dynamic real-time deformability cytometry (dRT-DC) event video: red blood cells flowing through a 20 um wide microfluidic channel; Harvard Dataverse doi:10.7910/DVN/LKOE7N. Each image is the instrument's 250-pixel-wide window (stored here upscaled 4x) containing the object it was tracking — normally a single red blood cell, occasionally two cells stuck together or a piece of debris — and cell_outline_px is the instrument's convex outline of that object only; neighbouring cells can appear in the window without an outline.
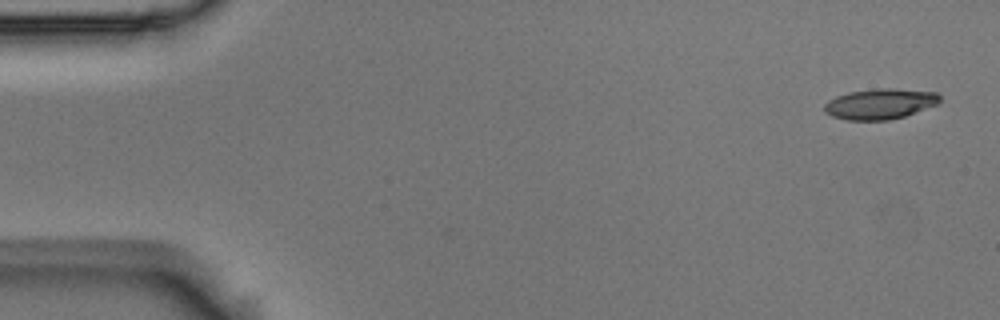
{"species": "Egyptian fruit bat (a non-hibernating species)", "species_latin": "Rousettus aegyptiacus", "temperature_condition": "room temperature", "stored_images_in_passage": 4, "segment_of_instrument_passage": [2, 2], "camera_frame_rate_fps": 3000, "um_per_image_px": 0.085, "animal": {"sex": "male"}, "frame": {"image": 1, "passage_image": 4, "time_ms": 1.0, "image_size_px": [1000, 320], "cell_outline_px": [[940, 104], [904, 116], [888, 120], [848, 120], [832, 116], [824, 112], [824, 104], [828, 100], [836, 96], [848, 92], [876, 88], [896, 88], [936, 92], [940, 96]], "centroid_in_image_um": [74.81, 8.82], "position_along_channel_um": 10.2, "area_um2": 20.75}}